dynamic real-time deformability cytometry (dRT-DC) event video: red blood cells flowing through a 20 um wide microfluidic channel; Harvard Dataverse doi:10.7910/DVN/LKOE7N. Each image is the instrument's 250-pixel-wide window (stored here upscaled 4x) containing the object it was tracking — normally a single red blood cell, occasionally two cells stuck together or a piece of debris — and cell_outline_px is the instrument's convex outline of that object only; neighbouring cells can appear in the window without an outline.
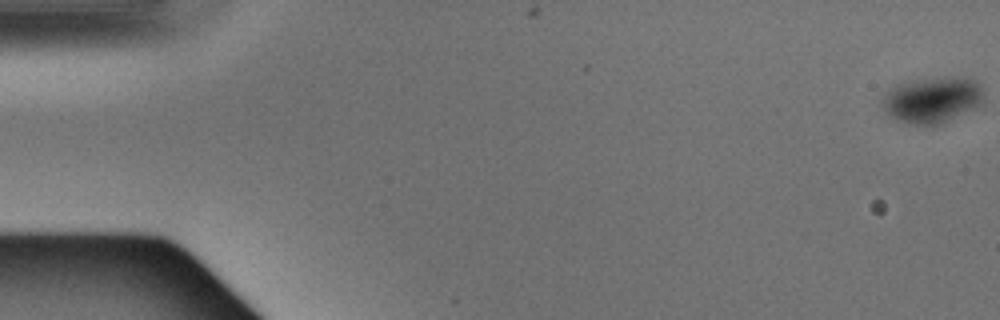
{"species": "Egyptian fruit bat (a non-hibernating species)", "species_latin": "Rousettus aegyptiacus", "temperature_condition": "warm", "stored_images_in_passage": 6, "camera_frame_rate_fps": 3000, "um_per_image_px": 0.085, "animal": {"sex": "male"}, "frame": {"image": 1, "passage_image": 1, "time_ms": 0.0, "image_size_px": [1000, 320], "cell_outline_px": [[984, 104], [976, 108], [932, 128], [904, 124], [888, 116], [884, 112], [880, 104], [880, 100], [884, 92], [892, 84], [908, 80], [944, 76], [968, 76], [976, 80], [984, 88]], "centroid_in_image_um": [79.21, 8.49], "position_along_channel_um": 5.8, "area_um2": 29.25}}
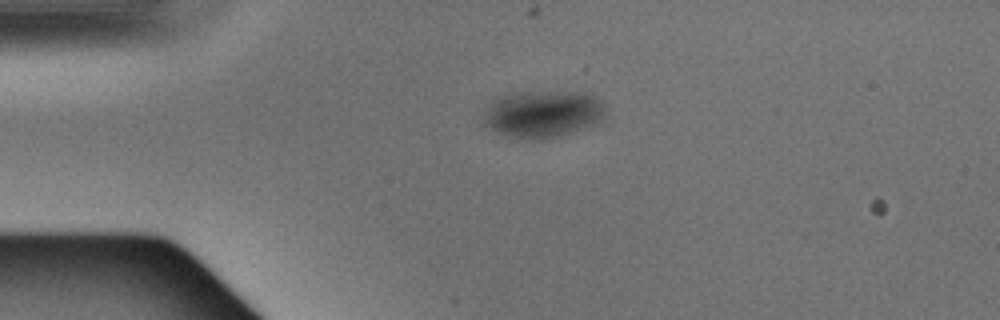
{"frame": {"image": 2, "passage_image": 4, "time_ms": 1.0, "image_size_px": [1000, 320], "cell_outline_px": [[604, 124], [544, 140], [536, 140], [512, 136], [500, 132], [484, 124], [484, 108], [496, 96], [524, 92], [584, 92], [596, 96], [604, 104]], "centroid_in_image_um": [46.22, 9.68], "position_along_channel_um": 38.8, "area_um2": 33.99}}
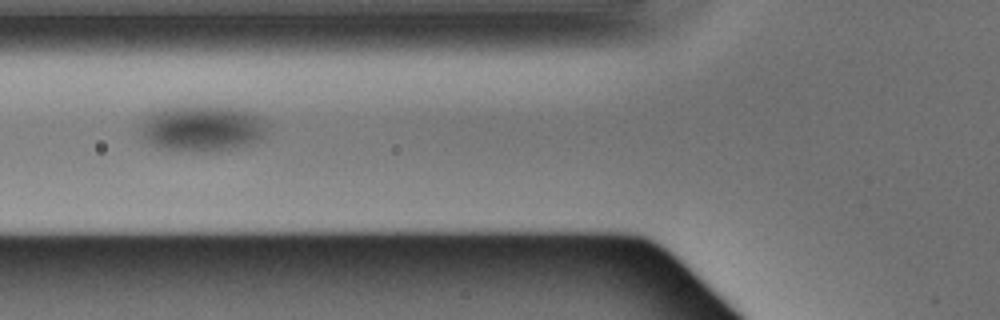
{"frame": {"image": 3, "passage_image": 6, "time_ms": 1.667, "image_size_px": [1000, 320], "cell_outline_px": [[264, 136], [260, 140], [252, 144], [236, 148], [216, 152], [192, 152], [160, 148], [152, 144], [144, 136], [144, 124], [152, 116], [164, 112], [204, 108], [240, 112], [252, 116], [264, 128]], "centroid_in_image_um": [17.23, 11.08], "position_along_channel_um": 108.6, "area_um2": 30.63}}